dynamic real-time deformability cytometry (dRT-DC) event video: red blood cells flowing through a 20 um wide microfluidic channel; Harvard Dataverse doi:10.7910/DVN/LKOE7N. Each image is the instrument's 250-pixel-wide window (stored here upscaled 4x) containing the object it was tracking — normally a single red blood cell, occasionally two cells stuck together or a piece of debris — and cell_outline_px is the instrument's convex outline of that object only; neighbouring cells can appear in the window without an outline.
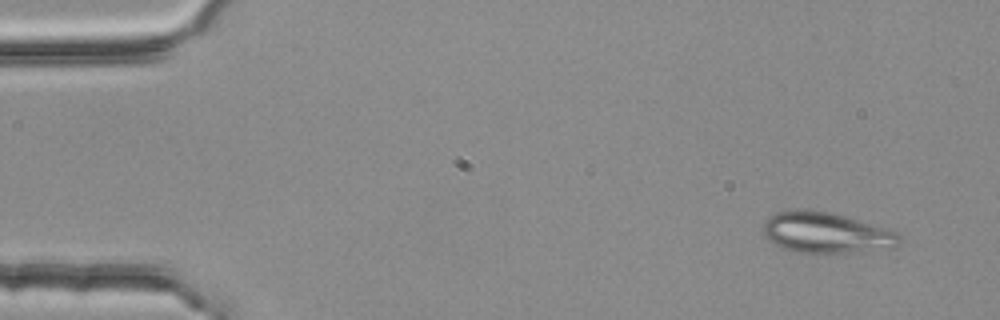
{"species": "common noctule bat (a hibernating species)", "species_latin": "Nyctalus noctula", "temperature_condition": "room temperature", "stored_images_in_passage": 3, "camera_frame_rate_fps": 3000, "um_per_image_px": 0.085, "animal": {"sex": "female", "body_mass_g": 25.1}, "frame": {"image": 1, "passage_image": 1, "time_ms": 0.0, "image_size_px": [1000, 320], "cell_outline_px": [[904, 240], [896, 248], [848, 252], [796, 252], [784, 248], [776, 244], [764, 236], [764, 220], [768, 216], [776, 212], [796, 208], [808, 208], [832, 212], [888, 228], [900, 232]], "centroid_in_image_um": [70.28, 19.75], "position_along_channel_um": 14.7, "area_um2": 32.95}}